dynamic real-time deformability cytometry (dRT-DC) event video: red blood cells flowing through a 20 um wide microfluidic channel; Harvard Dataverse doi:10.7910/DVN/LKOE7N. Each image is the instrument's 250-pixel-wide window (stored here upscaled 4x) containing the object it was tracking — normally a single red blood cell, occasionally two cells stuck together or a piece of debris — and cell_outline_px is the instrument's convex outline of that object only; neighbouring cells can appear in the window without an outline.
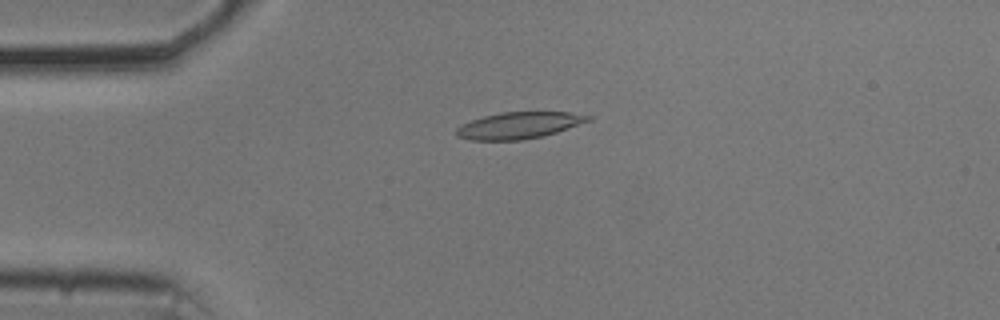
{"species": "common noctule bat (a hibernating species)", "species_latin": "Nyctalus noctula", "temperature_condition": "cold", "stored_images_in_passage": 11, "camera_frame_rate_fps": 3000, "um_per_image_px": 0.085, "animal": {"sex": "male", "body_mass_g": 20.5, "forearm_length_mm": 52.5}, "frame": {"image": 1, "passage_image": 1, "time_ms": 0.0, "image_size_px": [1000, 320], "cell_outline_px": [[596, 116], [592, 120], [544, 136], [524, 140], [472, 140], [456, 136], [456, 128], [472, 120], [484, 116], [500, 112], [568, 112]], "centroid_in_image_um": [44.16, 10.65], "position_along_channel_um": 40.8, "area_um2": 20.46}}
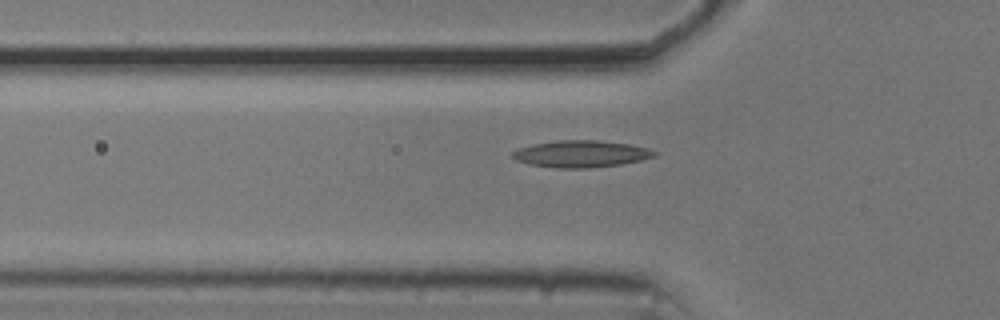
{"frame": {"image": 2, "passage_image": 6, "time_ms": 1.667, "image_size_px": [1000, 320], "cell_outline_px": [[660, 152], [656, 156], [640, 160], [620, 164], [588, 168], [556, 168], [532, 164], [516, 160], [512, 156], [512, 152], [520, 148], [532, 144], [560, 140], [600, 140], [628, 144], [648, 148]], "centroid_in_image_um": [49.43, 13.07], "position_along_channel_um": 76.4, "area_um2": 22.08}}